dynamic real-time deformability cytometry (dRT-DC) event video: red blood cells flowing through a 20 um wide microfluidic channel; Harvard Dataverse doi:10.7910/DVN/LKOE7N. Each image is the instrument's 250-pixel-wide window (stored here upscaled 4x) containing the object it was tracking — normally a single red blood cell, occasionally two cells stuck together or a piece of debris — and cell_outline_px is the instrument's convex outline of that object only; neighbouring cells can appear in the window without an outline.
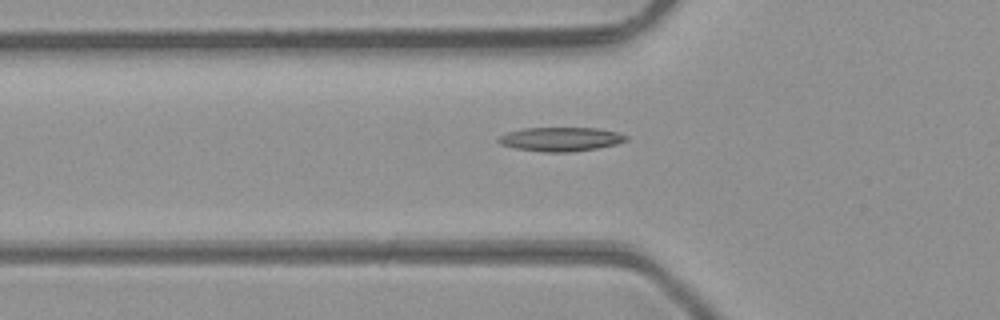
{"species": "common noctule bat (a hibernating species)", "species_latin": "Nyctalus noctula", "temperature_condition": "room temperature", "stored_images_in_passage": 36, "camera_frame_rate_fps": 3000, "um_per_image_px": 0.085, "animal": {"sex": "male", "body_mass_g": 23.1, "forearm_length_mm": 52.7}, "frame": {"image": 1, "passage_image": 7, "time_ms": 2.0, "image_size_px": [1000, 320], "cell_outline_px": [[628, 140], [616, 144], [596, 148], [572, 152], [544, 152], [516, 148], [500, 144], [496, 140], [500, 136], [508, 132], [524, 128], [596, 128], [616, 132], [628, 136]], "centroid_in_image_um": [47.65, 11.83], "position_along_channel_um": 78.1, "area_um2": 17.74}}
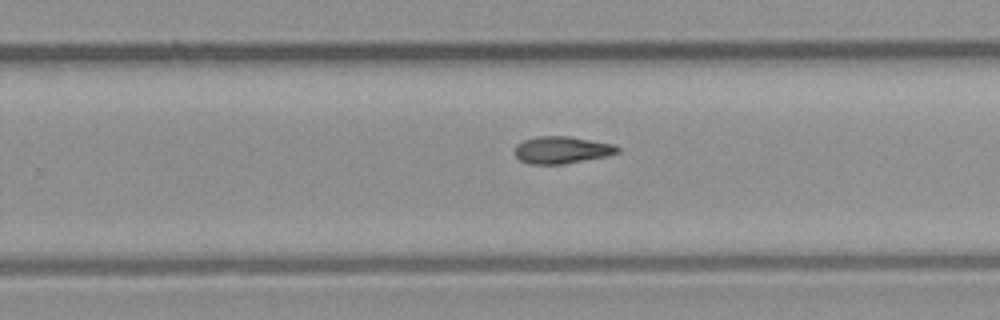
{"frame": {"image": 2, "passage_image": 21, "time_ms": 6.667, "image_size_px": [1000, 320], "cell_outline_px": [[620, 152], [604, 156], [564, 164], [528, 164], [520, 160], [512, 152], [516, 144], [524, 140], [536, 136], [568, 136], [612, 144], [620, 148]], "centroid_in_image_um": [47.68, 12.74], "position_along_channel_um": 282.1, "area_um2": 16.24}}
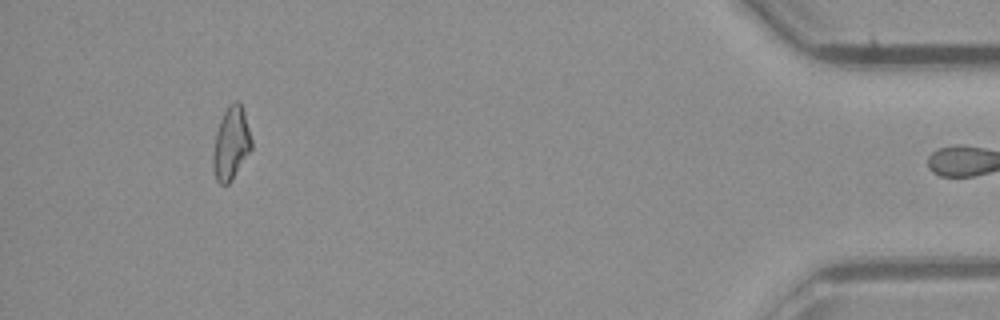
{"frame": {"image": 3, "passage_image": 35, "time_ms": 11.333, "image_size_px": [1000, 320], "cell_outline_px": [[252, 148], [232, 180], [228, 184], [220, 184], [216, 180], [212, 164], [212, 156], [216, 132], [220, 120], [228, 104], [232, 100], [240, 100], [244, 112], [252, 140]], "centroid_in_image_um": [19.64, 12.16], "position_along_channel_um": 415.6, "area_um2": 16.47}}